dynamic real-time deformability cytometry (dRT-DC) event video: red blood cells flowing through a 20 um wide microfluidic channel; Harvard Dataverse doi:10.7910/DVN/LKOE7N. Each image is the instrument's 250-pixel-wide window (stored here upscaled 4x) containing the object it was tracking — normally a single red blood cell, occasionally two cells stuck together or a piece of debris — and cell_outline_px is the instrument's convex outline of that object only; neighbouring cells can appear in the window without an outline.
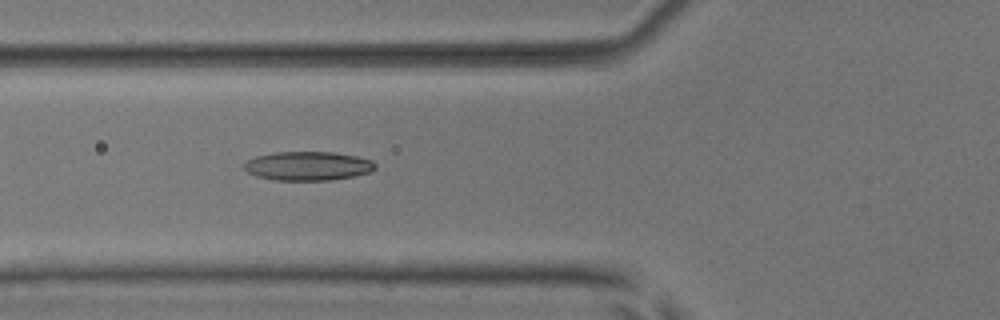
{"species": "common noctule bat (a hibernating species)", "species_latin": "Nyctalus noctula", "temperature_condition": "room temperature", "stored_images_in_passage": 5, "camera_frame_rate_fps": 3000, "um_per_image_px": 0.085, "animal": {"sex": "male", "body_mass_g": 17.9, "forearm_length_mm": 54.2}, "frame": {"image": 1, "passage_image": 5, "time_ms": 5.667, "image_size_px": [1000, 320], "cell_outline_px": [[376, 168], [368, 172], [352, 176], [332, 180], [276, 180], [256, 176], [248, 172], [244, 168], [244, 164], [248, 160], [256, 156], [276, 152], [332, 152], [356, 156], [372, 160], [376, 164]], "centroid_in_image_um": [26.17, 14.1], "position_along_channel_um": 99.6, "area_um2": 21.96}}